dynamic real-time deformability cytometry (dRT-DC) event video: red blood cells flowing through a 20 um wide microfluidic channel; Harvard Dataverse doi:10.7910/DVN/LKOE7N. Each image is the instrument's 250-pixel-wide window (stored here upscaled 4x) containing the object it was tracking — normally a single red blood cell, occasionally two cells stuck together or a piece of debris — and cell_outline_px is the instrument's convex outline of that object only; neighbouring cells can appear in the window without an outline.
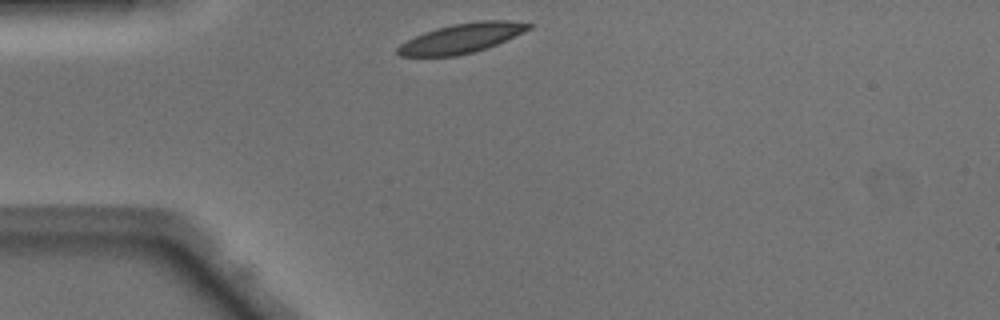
{"species": "Egyptian fruit bat (a non-hibernating species)", "species_latin": "Rousettus aegyptiacus", "temperature_condition": "warm", "stored_images_in_passage": 37, "camera_frame_rate_fps": 3000, "um_per_image_px": 0.085, "animal": {"sex": "male"}, "frame": {"image": 1, "passage_image": 1, "time_ms": 0.0, "image_size_px": [1000, 320], "cell_outline_px": [[532, 28], [496, 44], [472, 52], [456, 56], [400, 56], [396, 52], [396, 48], [400, 44], [424, 32], [436, 28], [452, 24], [480, 20], [508, 20], [532, 24]], "centroid_in_image_um": [39.21, 3.24], "position_along_channel_um": 45.8, "area_um2": 22.31}}
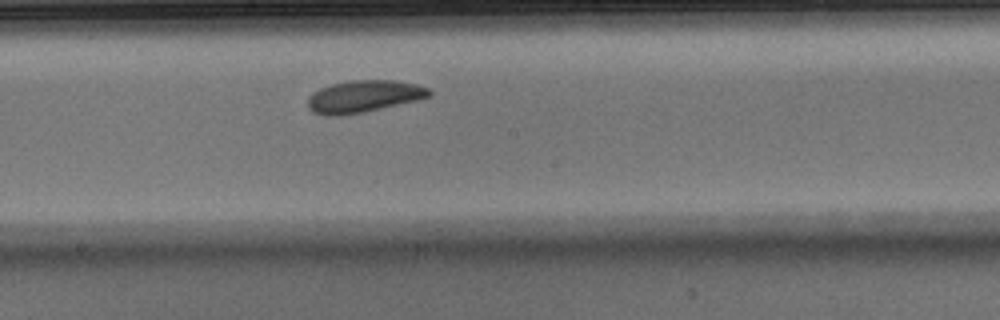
{"frame": {"image": 2, "passage_image": 15, "time_ms": 4.667, "image_size_px": [1000, 320], "cell_outline_px": [[432, 96], [416, 100], [364, 112], [340, 116], [324, 116], [312, 112], [308, 108], [308, 96], [312, 92], [320, 88], [332, 84], [348, 80], [396, 80], [416, 84], [428, 88], [432, 92]], "centroid_in_image_um": [30.88, 8.19], "position_along_channel_um": 217.3, "area_um2": 22.89}}
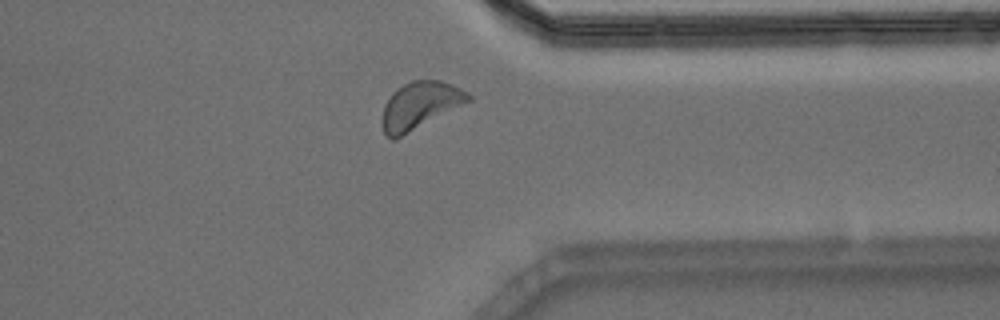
{"frame": {"image": 3, "passage_image": 27, "time_ms": 8.667, "image_size_px": [1000, 320], "cell_outline_px": [[472, 100], [392, 140], [384, 136], [380, 120], [384, 104], [392, 92], [396, 88], [412, 80], [440, 80], [452, 84], [468, 92], [472, 96]], "centroid_in_image_um": [35.65, 8.95], "position_along_channel_um": 375.8, "area_um2": 23.64}, "authors_computed_cell_mechanics": {"area_um2": 22.4842, "velocity_mm_per_s": 4.0563, "shape_relaxation_time_tau1_ms": 2.9489, "shape_relaxation_time_tau2_ms": null, "deformation_change_tau1": 0.1022, "deformation_change_tau2": null}}